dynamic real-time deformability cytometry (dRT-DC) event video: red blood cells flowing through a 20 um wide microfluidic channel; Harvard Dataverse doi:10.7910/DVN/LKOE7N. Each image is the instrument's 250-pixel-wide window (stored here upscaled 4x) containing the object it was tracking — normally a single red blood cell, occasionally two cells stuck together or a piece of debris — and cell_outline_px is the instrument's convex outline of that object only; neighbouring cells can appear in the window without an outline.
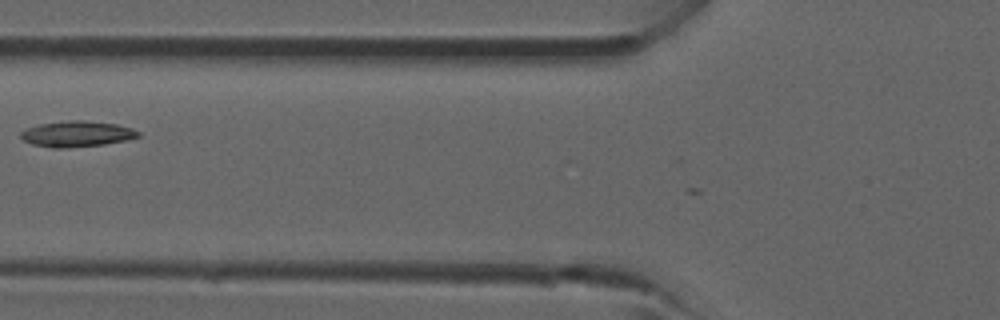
{"species": "common noctule bat (a hibernating species)", "species_latin": "Nyctalus noctula", "temperature_condition": "room temperature", "stored_images_in_passage": 2, "camera_frame_rate_fps": 3000, "um_per_image_px": 0.085, "animal": {"sex": "male", "forearm_length_mm": 52.5}, "frame": {"image": 1, "passage_image": 2, "time_ms": 1.333, "image_size_px": [1000, 320], "cell_outline_px": [[140, 136], [124, 140], [104, 144], [60, 148], [52, 148], [32, 144], [24, 140], [20, 136], [20, 132], [28, 128], [40, 124], [68, 120], [84, 120], [116, 124], [132, 128], [140, 132]], "centroid_in_image_um": [6.53, 11.37], "position_along_channel_um": 119.3, "area_um2": 17.46}}